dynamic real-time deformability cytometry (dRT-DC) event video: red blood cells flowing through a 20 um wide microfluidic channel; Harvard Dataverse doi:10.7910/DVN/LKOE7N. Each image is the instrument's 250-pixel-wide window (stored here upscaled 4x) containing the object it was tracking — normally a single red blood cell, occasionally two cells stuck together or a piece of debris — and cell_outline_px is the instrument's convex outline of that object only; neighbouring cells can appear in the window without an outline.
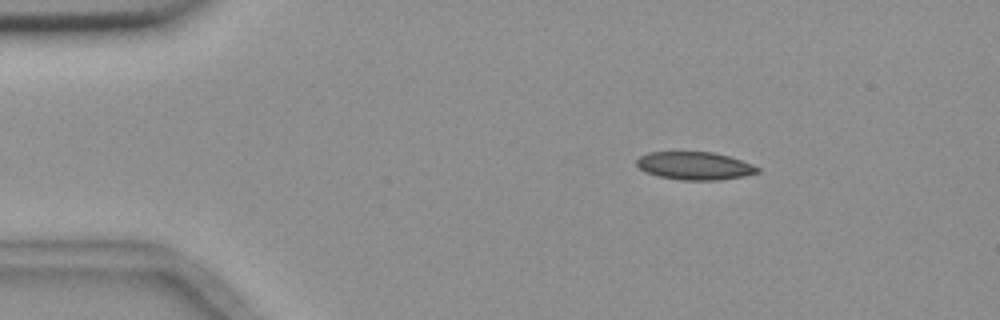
{"species": "common noctule bat (a hibernating species)", "species_latin": "Nyctalus noctula", "temperature_condition": "room temperature", "stored_images_in_passage": 4, "camera_frame_rate_fps": 3000, "um_per_image_px": 0.085, "animal": {"sex": "female", "body_mass_g": 18.4}, "frame": {"image": 1, "passage_image": 1, "time_ms": 0.0, "image_size_px": [1000, 320], "cell_outline_px": [[760, 172], [744, 176], [720, 180], [680, 180], [656, 176], [644, 172], [636, 164], [636, 160], [640, 156], [648, 152], [712, 152], [728, 156], [752, 164], [760, 168]], "centroid_in_image_um": [59.03, 14.1], "position_along_channel_um": 26.0, "area_um2": 19.77}}